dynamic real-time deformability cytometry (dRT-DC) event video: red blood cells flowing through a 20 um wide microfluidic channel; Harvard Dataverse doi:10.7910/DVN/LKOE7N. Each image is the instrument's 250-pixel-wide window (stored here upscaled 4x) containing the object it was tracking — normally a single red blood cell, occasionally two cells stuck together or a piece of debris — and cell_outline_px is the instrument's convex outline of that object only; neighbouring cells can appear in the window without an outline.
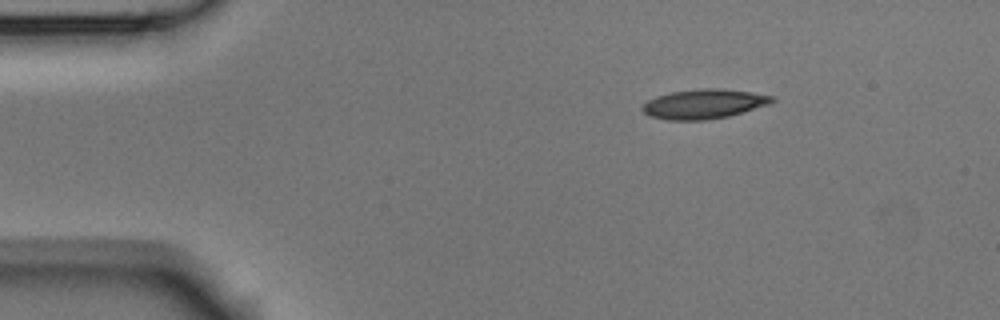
{"species": "Egyptian fruit bat (a non-hibernating species)", "species_latin": "Rousettus aegyptiacus", "temperature_condition": "room temperature", "stored_images_in_passage": 3, "camera_frame_rate_fps": 3000, "um_per_image_px": 0.085, "animal": {"sex": "male"}, "frame": {"image": 1, "passage_image": 1, "time_ms": 0.0, "image_size_px": [1000, 320], "cell_outline_px": [[776, 100], [768, 104], [728, 116], [708, 120], [668, 120], [648, 116], [640, 108], [648, 100], [656, 96], [672, 92], [700, 88], [716, 88], [752, 92], [772, 96]], "centroid_in_image_um": [59.79, 8.84], "position_along_channel_um": 25.2, "area_um2": 22.2}}